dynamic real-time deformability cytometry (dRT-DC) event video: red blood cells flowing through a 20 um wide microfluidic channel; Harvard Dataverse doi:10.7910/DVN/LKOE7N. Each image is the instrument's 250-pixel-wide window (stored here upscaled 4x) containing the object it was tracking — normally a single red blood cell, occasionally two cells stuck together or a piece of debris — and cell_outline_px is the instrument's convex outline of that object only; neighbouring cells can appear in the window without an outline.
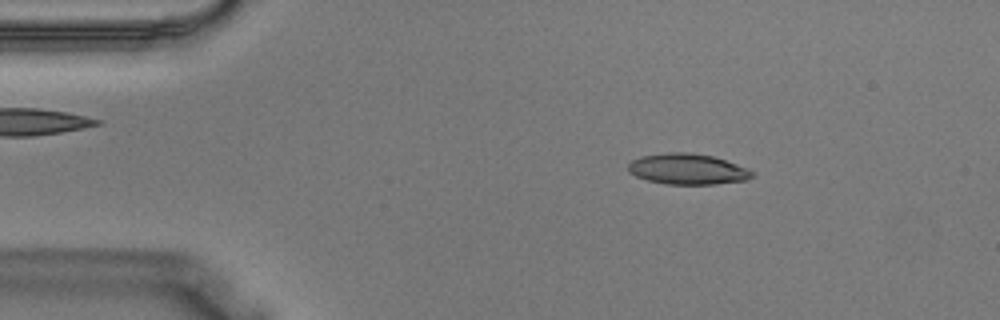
{"species": "Egyptian fruit bat (a non-hibernating species)", "species_latin": "Rousettus aegyptiacus", "temperature_condition": "warm", "stored_images_in_passage": 33, "camera_frame_rate_fps": 3000, "um_per_image_px": 0.085, "animal": {"sex": "male"}, "frame": {"image": 1, "passage_image": 1, "time_ms": 0.0, "image_size_px": [1000, 320], "cell_outline_px": [[752, 176], [744, 180], [716, 184], [664, 184], [648, 180], [636, 176], [628, 172], [628, 164], [632, 160], [640, 156], [668, 152], [688, 152], [712, 156], [748, 168], [752, 172]], "centroid_in_image_um": [58.39, 14.37], "position_along_channel_um": 26.6, "area_um2": 22.08}}
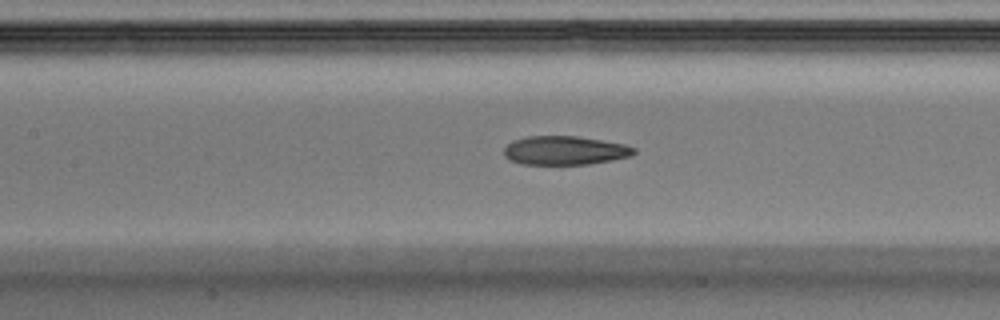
{"frame": {"image": 2, "passage_image": 12, "time_ms": 3.667, "image_size_px": [1000, 320], "cell_outline_px": [[636, 152], [632, 156], [612, 160], [588, 164], [524, 164], [508, 160], [504, 156], [504, 148], [512, 140], [528, 136], [576, 136], [624, 144], [636, 148]], "centroid_in_image_um": [48.0, 12.79], "position_along_channel_um": 159.4, "area_um2": 21.85}}
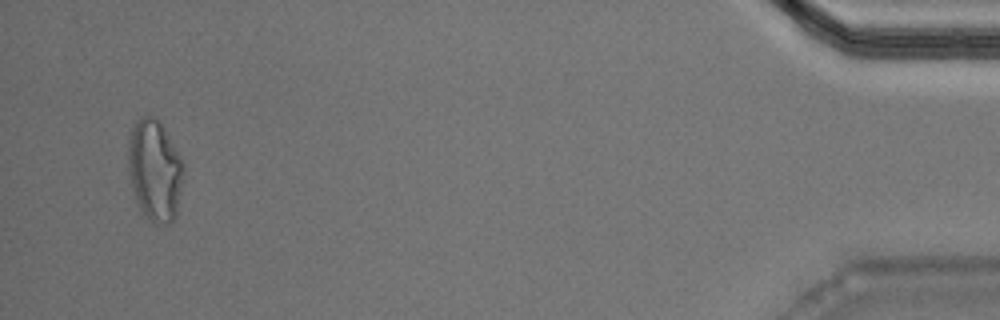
{"frame": {"image": 3, "passage_image": 32, "time_ms": 10.333, "image_size_px": [1000, 320], "cell_outline_px": [[184, 176], [176, 216], [168, 224], [156, 224], [144, 216], [140, 208], [132, 188], [128, 168], [128, 132], [136, 120], [140, 116], [156, 116], [160, 120], [180, 156], [184, 164]], "centroid_in_image_um": [13.15, 14.44], "position_along_channel_um": 422.0, "area_um2": 33.18}}